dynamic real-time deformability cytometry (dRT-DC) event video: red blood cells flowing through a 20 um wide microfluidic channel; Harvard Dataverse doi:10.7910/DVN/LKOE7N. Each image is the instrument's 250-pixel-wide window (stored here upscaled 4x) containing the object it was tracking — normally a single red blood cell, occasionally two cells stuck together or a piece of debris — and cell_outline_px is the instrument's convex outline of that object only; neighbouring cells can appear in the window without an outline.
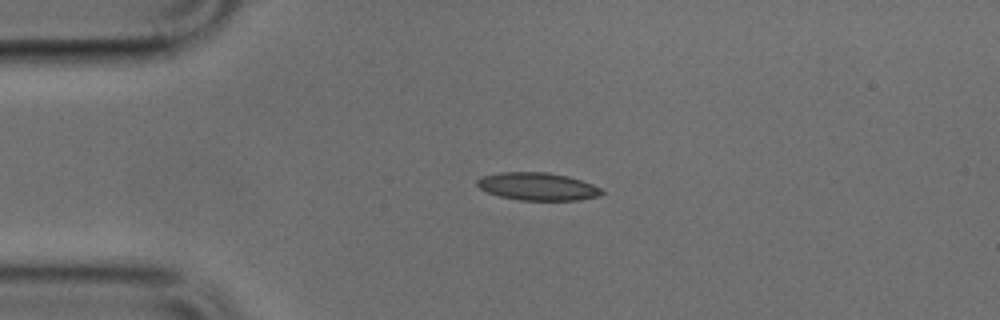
{"species": "common noctule bat (a hibernating species)", "species_latin": "Nyctalus noctula", "temperature_condition": "cold", "stored_images_in_passage": 40, "camera_frame_rate_fps": 3000, "um_per_image_px": 0.085, "animal": {"sex": "male", "body_mass_g": 17.9, "forearm_length_mm": 54.2}, "frame": {"image": 1, "passage_image": 1, "time_ms": 0.0, "image_size_px": [1000, 320], "cell_outline_px": [[604, 192], [600, 196], [580, 200], [520, 200], [500, 196], [488, 192], [480, 188], [476, 184], [476, 180], [480, 176], [500, 172], [544, 172], [568, 176], [592, 184], [600, 188]], "centroid_in_image_um": [45.68, 15.85], "position_along_channel_um": 39.3, "area_um2": 20.11}}
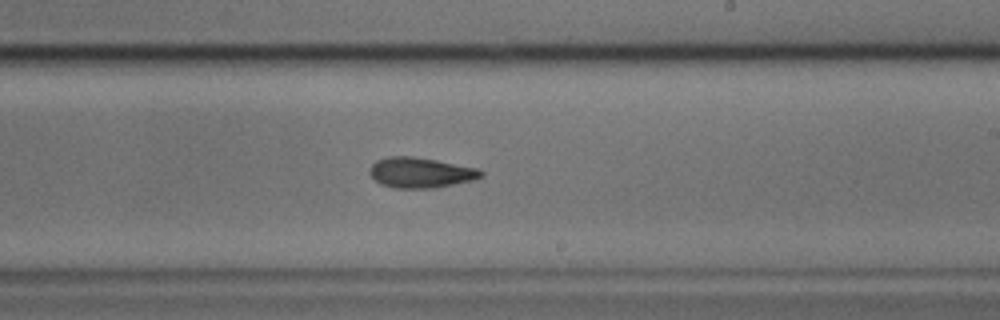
{"frame": {"image": 2, "passage_image": 19, "time_ms": 6.0, "image_size_px": [1000, 320], "cell_outline_px": [[484, 176], [472, 180], [432, 188], [396, 188], [380, 184], [368, 172], [372, 164], [376, 160], [392, 156], [412, 156], [436, 160], [480, 168], [484, 172]], "centroid_in_image_um": [35.76, 14.66], "position_along_channel_um": 253.2, "area_um2": 19.65}}
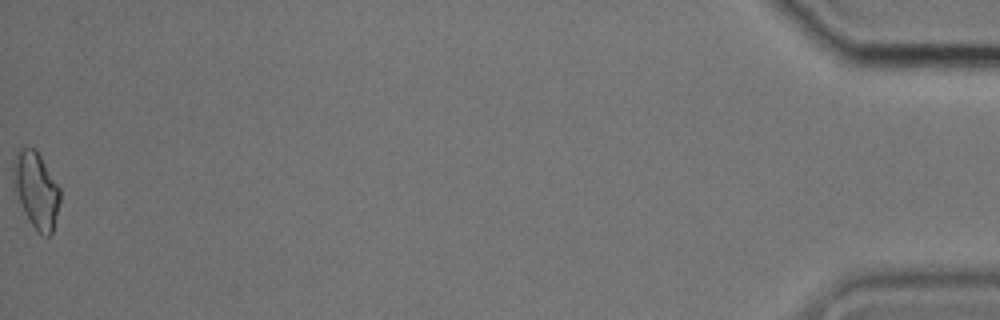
{"frame": {"image": 3, "passage_image": 40, "time_ms": 13.0, "image_size_px": [1000, 320], "cell_outline_px": [[60, 204], [52, 232], [48, 236], [44, 236], [32, 224], [20, 200], [12, 180], [12, 160], [16, 152], [24, 148], [36, 148], [60, 188]], "centroid_in_image_um": [3.08, 16.08], "position_along_channel_um": 432.1, "area_um2": 20.35}}